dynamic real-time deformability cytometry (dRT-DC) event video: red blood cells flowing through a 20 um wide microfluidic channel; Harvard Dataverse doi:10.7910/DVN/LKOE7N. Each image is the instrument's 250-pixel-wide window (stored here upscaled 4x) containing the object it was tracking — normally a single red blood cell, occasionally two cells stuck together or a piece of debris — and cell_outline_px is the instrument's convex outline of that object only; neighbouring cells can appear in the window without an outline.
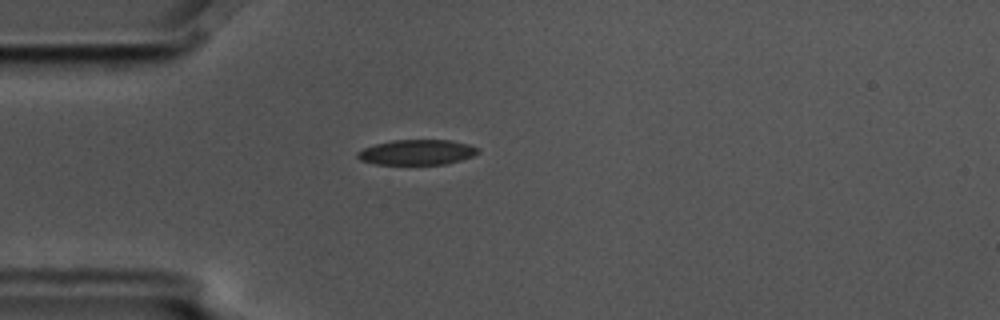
{"species": "common noctule bat (a hibernating species)", "species_latin": "Nyctalus noctula", "temperature_condition": "cold", "stored_images_in_passage": 5, "camera_frame_rate_fps": 3000, "um_per_image_px": 0.085, "animal": {"sex": "male", "body_mass_g": 17.5, "forearm_length_mm": 52.3}, "frame": {"image": 1, "passage_image": 4, "time_ms": 1.0, "image_size_px": [1000, 320], "cell_outline_px": [[480, 152], [472, 156], [460, 160], [444, 164], [376, 164], [360, 160], [356, 156], [356, 152], [364, 148], [376, 144], [392, 140], [452, 140], [468, 144], [480, 148]], "centroid_in_image_um": [35.45, 12.93], "position_along_channel_um": 49.6, "area_um2": 17.69}}